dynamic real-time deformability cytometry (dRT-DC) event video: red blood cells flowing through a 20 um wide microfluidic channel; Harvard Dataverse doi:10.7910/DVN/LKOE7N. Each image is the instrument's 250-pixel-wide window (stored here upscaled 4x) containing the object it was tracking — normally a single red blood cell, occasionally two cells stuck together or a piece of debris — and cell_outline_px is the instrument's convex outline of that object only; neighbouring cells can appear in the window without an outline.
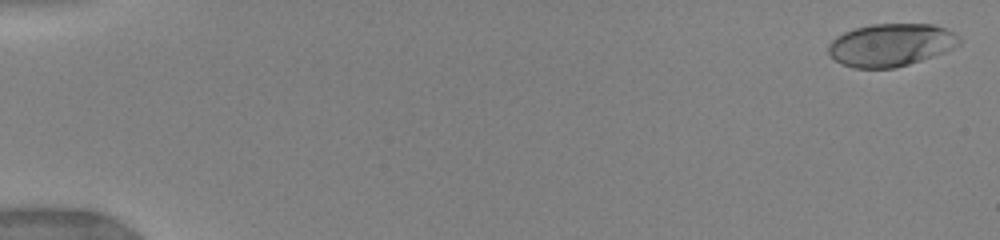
{"species": "human", "species_latin": "Homo sapiens", "temperature_condition": "warm", "stored_images_in_passage": 33, "camera_frame_rate_fps": 3000, "um_per_image_px": 0.085, "donor": {"sex": "female"}, "frame": {"image": 1, "passage_image": 1, "time_ms": 0.0, "image_size_px": [1000, 240], "cell_outline_px": [[960, 44], [944, 52], [896, 68], [852, 68], [836, 60], [828, 52], [828, 44], [836, 36], [844, 32], [856, 28], [872, 24], [932, 24], [944, 28], [952, 32], [960, 40]], "centroid_in_image_um": [75.69, 3.82], "position_along_channel_um": 9.3, "area_um2": 32.25}}
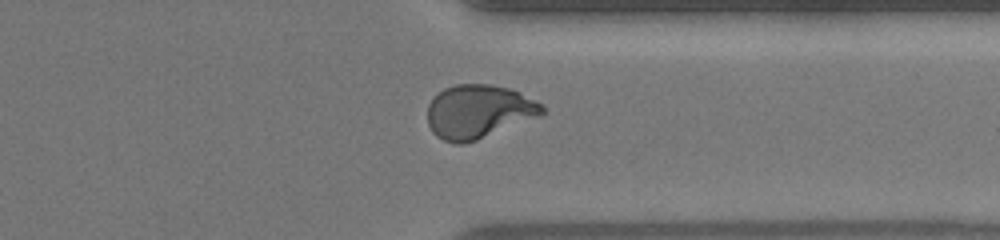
{"frame": {"image": 2, "passage_image": 27, "time_ms": 13.0, "image_size_px": [1000, 240], "cell_outline_px": [[548, 112], [540, 116], [476, 140], [464, 144], [456, 144], [444, 140], [436, 136], [432, 132], [428, 124], [428, 104], [444, 88], [456, 84], [492, 84], [508, 88], [520, 92], [544, 104]], "centroid_in_image_um": [40.72, 9.48], "position_along_channel_um": 370.7, "area_um2": 36.01}}
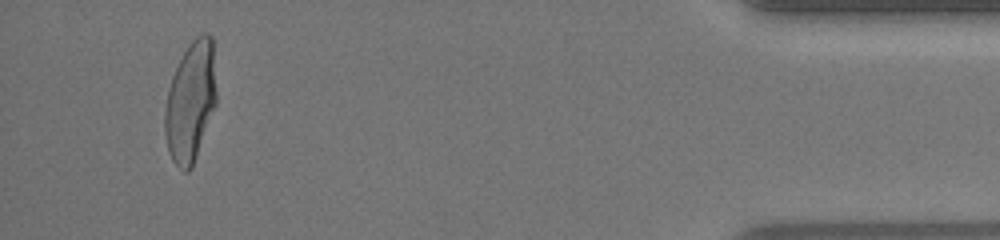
{"frame": {"image": 3, "passage_image": 32, "time_ms": 15.667, "image_size_px": [1000, 240], "cell_outline_px": [[216, 104], [192, 168], [188, 172], [184, 172], [172, 160], [168, 152], [164, 132], [164, 112], [168, 88], [172, 76], [188, 44], [200, 32], [208, 32], [212, 36], [216, 92]], "centroid_in_image_um": [16.19, 8.64], "position_along_channel_um": 419.0, "area_um2": 36.3}, "authors_computed_cell_mechanics": {"area_um2": 34.8534, "velocity_mm_per_s": 4.0502, "shape_relaxation_time_tau1_ms": 3.9086, "shape_relaxation_time_tau2_ms": null, "deformation_change_tau1": 0.1921, "deformation_change_tau2": null}}